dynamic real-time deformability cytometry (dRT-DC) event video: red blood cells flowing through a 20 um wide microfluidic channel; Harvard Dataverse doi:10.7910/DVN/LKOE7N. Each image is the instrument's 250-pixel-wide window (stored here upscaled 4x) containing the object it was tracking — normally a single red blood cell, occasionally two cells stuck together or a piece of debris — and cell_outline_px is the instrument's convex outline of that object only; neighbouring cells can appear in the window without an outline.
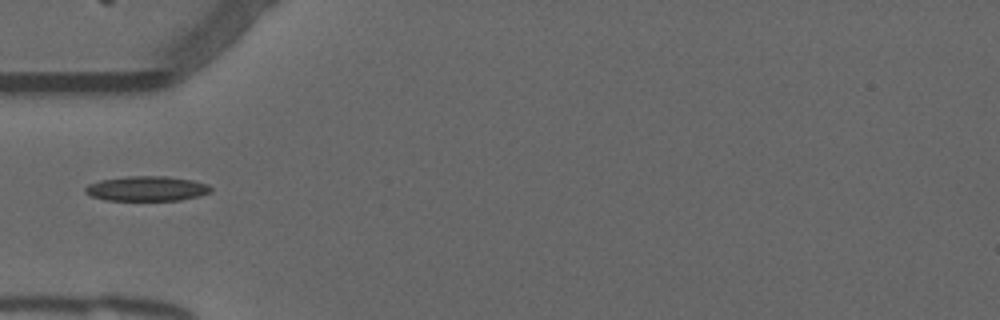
{"species": "common noctule bat (a hibernating species)", "species_latin": "Nyctalus noctula", "temperature_condition": "warm", "stored_images_in_passage": 37, "camera_frame_rate_fps": 3000, "um_per_image_px": 0.085, "animal": {"sex": "male", "forearm_length_mm": 52.5}, "frame": {"image": 1, "passage_image": 1, "time_ms": 0.0, "image_size_px": [1000, 320], "cell_outline_px": [[212, 188], [208, 192], [200, 196], [180, 200], [104, 200], [92, 196], [84, 192], [84, 188], [88, 184], [100, 180], [128, 176], [164, 176], [192, 180], [208, 184]], "centroid_in_image_um": [12.45, 16.03], "position_along_channel_um": 72.5, "area_um2": 18.15}}
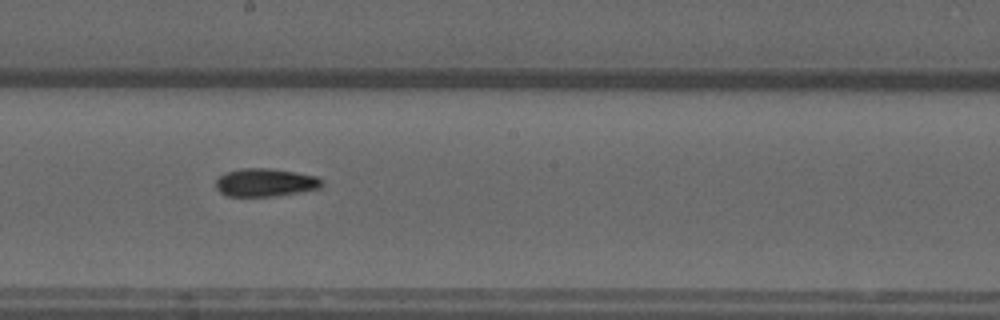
{"frame": {"image": 2, "passage_image": 13, "time_ms": 4.0, "image_size_px": [1000, 320], "cell_outline_px": [[324, 184], [320, 188], [276, 196], [228, 196], [220, 192], [216, 188], [216, 180], [220, 176], [228, 172], [240, 168], [268, 168], [296, 172], [316, 176], [324, 180]], "centroid_in_image_um": [22.58, 15.51], "position_along_channel_um": 225.6, "area_um2": 17.34}}
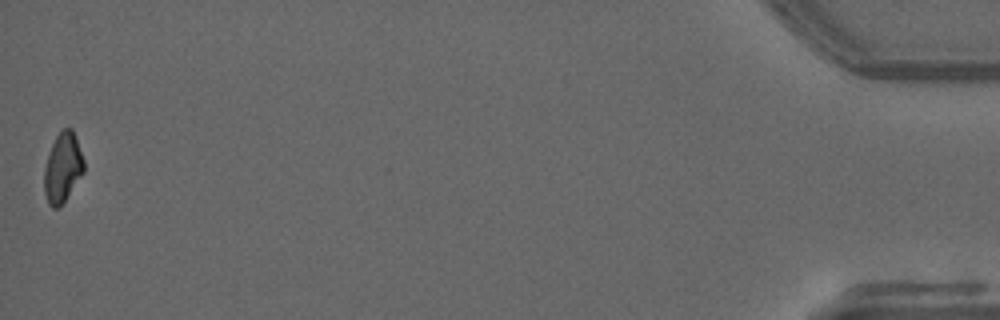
{"frame": {"image": 3, "passage_image": 37, "time_ms": 12.0, "image_size_px": [1000, 320], "cell_outline_px": [[84, 172], [60, 208], [52, 208], [48, 204], [44, 192], [44, 168], [52, 144], [56, 136], [64, 128], [72, 128], [84, 160]], "centroid_in_image_um": [5.32, 14.29], "position_along_channel_um": 429.9, "area_um2": 16.07}}